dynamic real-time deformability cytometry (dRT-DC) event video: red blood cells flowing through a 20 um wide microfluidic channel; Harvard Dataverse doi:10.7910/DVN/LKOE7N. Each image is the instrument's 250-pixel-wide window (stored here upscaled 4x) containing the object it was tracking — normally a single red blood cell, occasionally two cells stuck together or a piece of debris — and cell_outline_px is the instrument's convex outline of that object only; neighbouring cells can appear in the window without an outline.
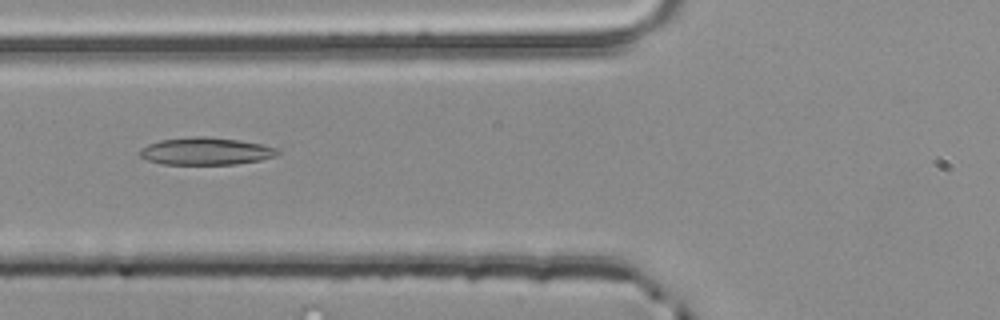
{"species": "common noctule bat (a hibernating species)", "species_latin": "Nyctalus noctula", "temperature_condition": "room temperature", "stored_images_in_passage": 6, "camera_frame_rate_fps": 3000, "um_per_image_px": 0.085, "animal": {"sex": "male", "body_mass_g": 20.4}, "frame": {"image": 1, "passage_image": 5, "time_ms": 1.333, "image_size_px": [1000, 320], "cell_outline_px": [[280, 152], [276, 156], [260, 160], [236, 164], [164, 164], [148, 160], [140, 156], [136, 152], [140, 148], [148, 144], [160, 140], [196, 136], [204, 136], [240, 140], [260, 144], [276, 148]], "centroid_in_image_um": [17.46, 12.85], "position_along_channel_um": 108.3, "area_um2": 21.96}}
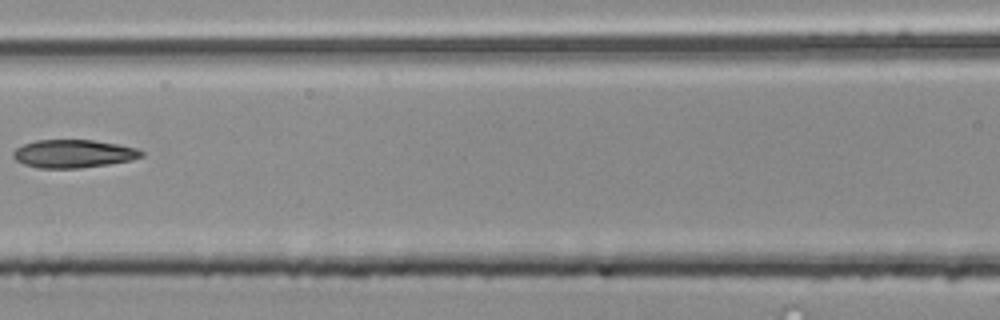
{"frame": {"image": 2, "passage_image": 6, "time_ms": 1.667, "image_size_px": [1000, 320], "cell_outline_px": [[144, 156], [132, 160], [108, 164], [80, 168], [40, 168], [24, 164], [16, 160], [12, 156], [12, 152], [16, 148], [24, 144], [36, 140], [92, 140], [116, 144], [136, 148], [144, 152]], "centroid_in_image_um": [6.23, 13.07], "position_along_channel_um": 160.4, "area_um2": 20.92}}